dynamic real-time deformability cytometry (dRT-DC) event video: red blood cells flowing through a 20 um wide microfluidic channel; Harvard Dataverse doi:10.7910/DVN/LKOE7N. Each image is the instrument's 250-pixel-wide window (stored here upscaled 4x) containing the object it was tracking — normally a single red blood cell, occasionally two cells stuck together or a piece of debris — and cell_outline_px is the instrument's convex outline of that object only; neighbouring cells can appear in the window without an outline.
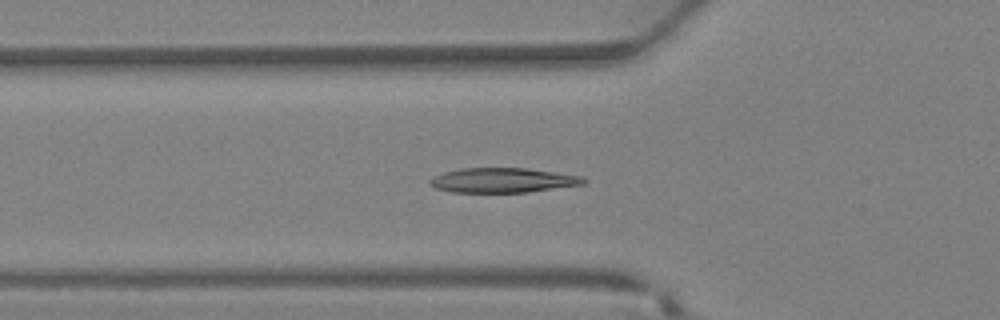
{"species": "Egyptian fruit bat (a non-hibernating species)", "species_latin": "Rousettus aegyptiacus", "temperature_condition": "warm", "stored_images_in_passage": 21, "camera_frame_rate_fps": 3000, "um_per_image_px": 0.085, "animal": {"sex": "female"}, "frame": {"image": 1, "passage_image": 13, "time_ms": 4.0, "image_size_px": [1000, 320], "cell_outline_px": [[588, 180], [584, 184], [528, 192], [452, 192], [436, 188], [428, 184], [428, 180], [432, 176], [444, 172], [460, 168], [528, 168], [580, 176]], "centroid_in_image_um": [42.69, 15.32], "position_along_channel_um": 83.1, "area_um2": 22.14}}
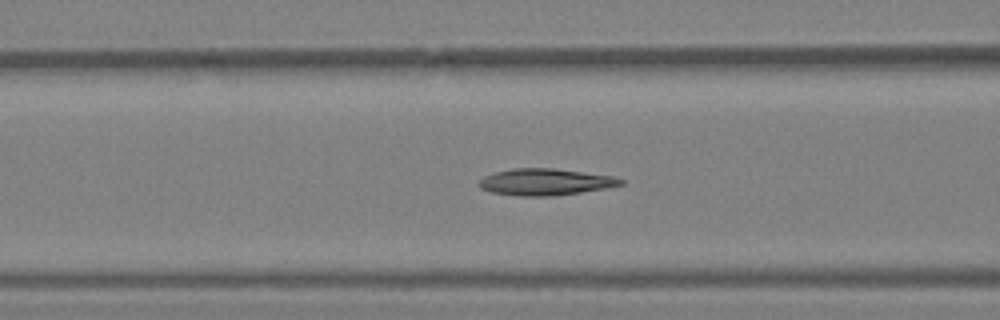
{"frame": {"image": 2, "passage_image": 15, "time_ms": 4.667, "image_size_px": [1000, 320], "cell_outline_px": [[624, 184], [608, 188], [556, 196], [516, 196], [492, 192], [480, 188], [476, 184], [484, 176], [492, 172], [512, 168], [552, 168], [616, 176], [624, 180]], "centroid_in_image_um": [46.35, 15.47], "position_along_channel_um": 120.2, "area_um2": 22.37}}
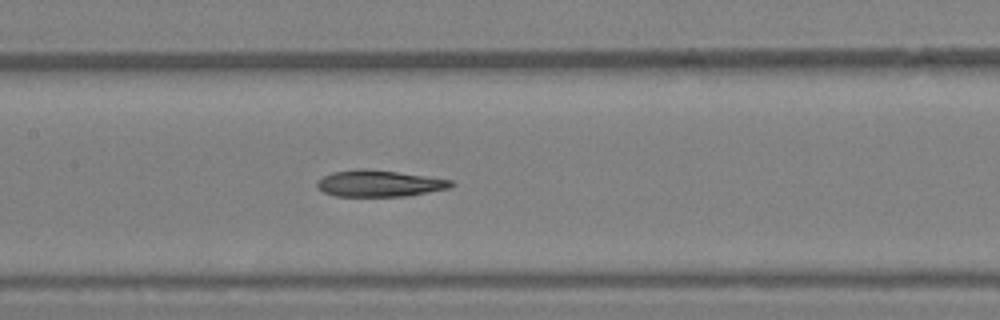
{"frame": {"image": 3, "passage_image": 18, "time_ms": 5.667, "image_size_px": [1000, 320], "cell_outline_px": [[456, 184], [452, 188], [408, 196], [336, 196], [324, 192], [316, 188], [316, 184], [324, 176], [336, 172], [356, 168], [396, 172], [452, 180]], "centroid_in_image_um": [32.28, 15.61], "position_along_channel_um": 175.1, "area_um2": 20.52}}